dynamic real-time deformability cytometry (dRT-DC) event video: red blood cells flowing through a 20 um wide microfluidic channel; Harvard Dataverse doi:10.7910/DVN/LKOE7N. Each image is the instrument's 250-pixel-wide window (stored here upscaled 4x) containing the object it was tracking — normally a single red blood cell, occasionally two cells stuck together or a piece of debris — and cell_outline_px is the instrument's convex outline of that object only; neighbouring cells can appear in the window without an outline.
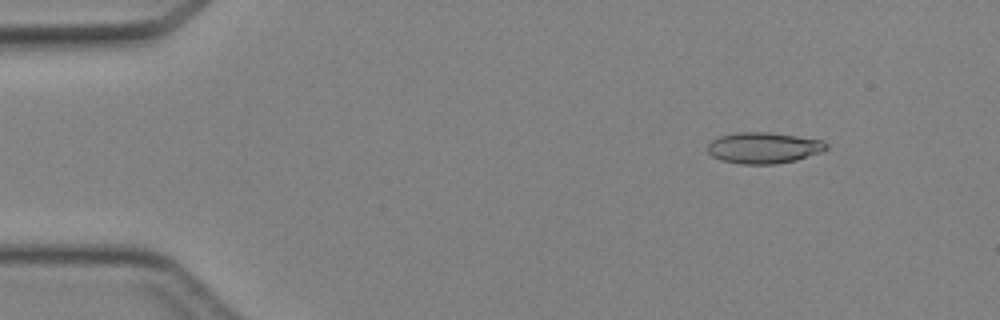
{"species": "Egyptian fruit bat (a non-hibernating species)", "species_latin": "Rousettus aegyptiacus", "temperature_condition": "cold", "stored_images_in_passage": 46, "camera_frame_rate_fps": 3000, "um_per_image_px": 0.085, "animal": {"sex": "female"}, "frame": {"image": 1, "passage_image": 6, "time_ms": 1.667, "image_size_px": [1000, 320], "cell_outline_px": [[828, 148], [820, 152], [796, 160], [776, 164], [740, 164], [720, 160], [712, 156], [708, 152], [708, 144], [712, 140], [720, 136], [736, 132], [768, 132], [824, 140], [828, 144]], "centroid_in_image_um": [64.9, 12.57], "position_along_channel_um": 20.1, "area_um2": 21.56}}
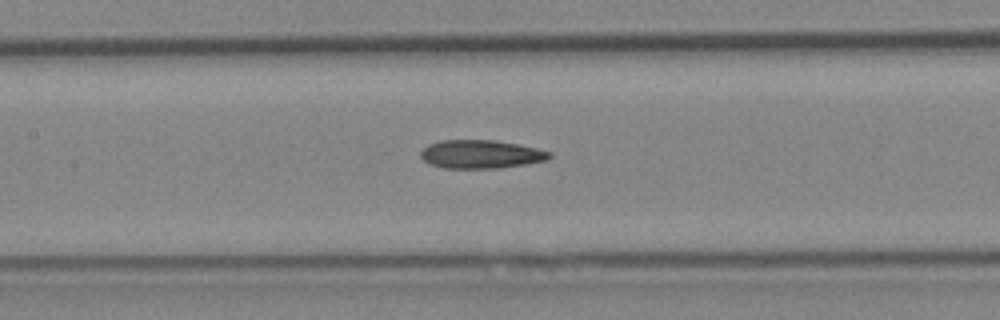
{"frame": {"image": 2, "passage_image": 22, "time_ms": 7.0, "image_size_px": [1000, 320], "cell_outline_px": [[552, 156], [548, 160], [524, 164], [496, 168], [444, 168], [432, 164], [424, 160], [420, 156], [420, 152], [428, 144], [440, 140], [496, 140], [536, 148], [552, 152]], "centroid_in_image_um": [40.88, 13.1], "position_along_channel_um": 166.5, "area_um2": 21.21}}
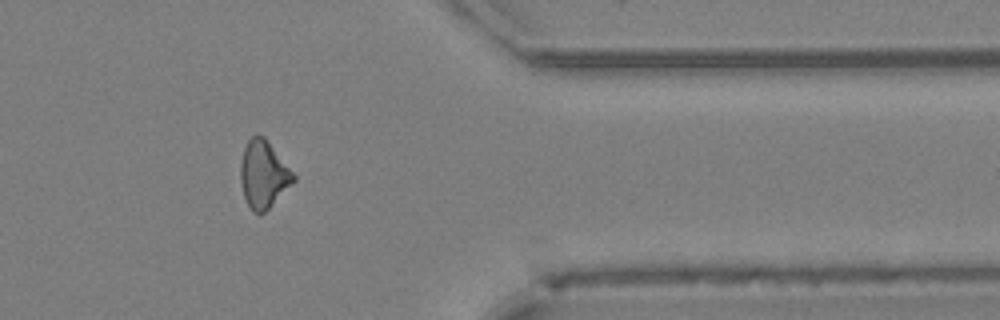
{"frame": {"image": 3, "passage_image": 38, "time_ms": 12.333, "image_size_px": [1000, 320], "cell_outline_px": [[296, 180], [264, 212], [252, 212], [244, 196], [240, 180], [240, 164], [244, 148], [248, 140], [256, 132], [264, 136], [296, 176]], "centroid_in_image_um": [22.38, 14.79], "position_along_channel_um": 389.0, "area_um2": 20.58}}